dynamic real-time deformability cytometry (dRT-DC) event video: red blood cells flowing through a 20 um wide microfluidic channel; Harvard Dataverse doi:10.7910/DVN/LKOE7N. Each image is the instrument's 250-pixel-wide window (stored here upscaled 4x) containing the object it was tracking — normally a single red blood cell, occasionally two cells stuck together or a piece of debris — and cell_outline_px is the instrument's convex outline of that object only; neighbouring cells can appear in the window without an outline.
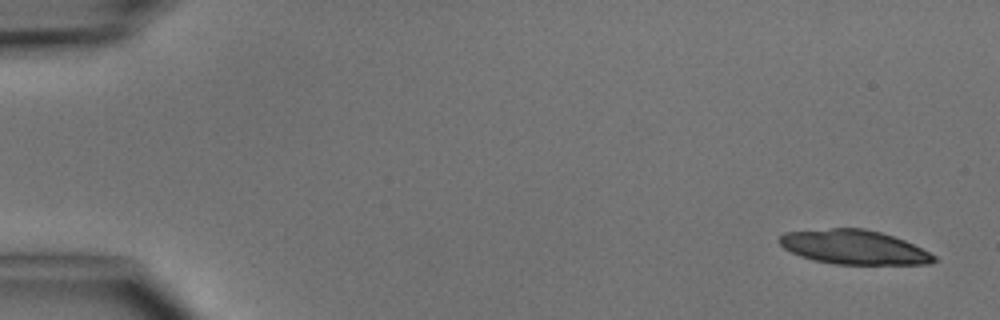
{"species": "common noctule bat (a hibernating species)", "species_latin": "Nyctalus noctula", "temperature_condition": "cold", "stored_images_in_passage": 4, "camera_frame_rate_fps": 3000, "um_per_image_px": 0.085, "animal": {"sex": "male", "body_mass_g": 15.6}, "frame": {"image": 1, "passage_image": 1, "time_ms": 0.0, "image_size_px": [1000, 320], "cell_outline_px": [[936, 260], [928, 264], [836, 264], [816, 260], [800, 256], [784, 248], [776, 240], [784, 232], [832, 228], [864, 228], [880, 232], [904, 240], [936, 256]], "centroid_in_image_um": [72.55, 21.0], "position_along_channel_um": 12.5, "area_um2": 30.58}}